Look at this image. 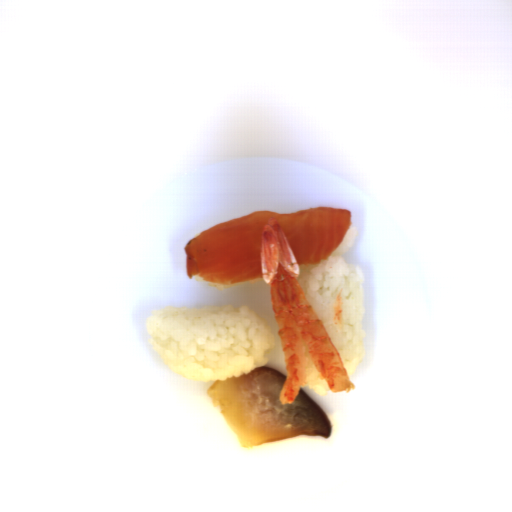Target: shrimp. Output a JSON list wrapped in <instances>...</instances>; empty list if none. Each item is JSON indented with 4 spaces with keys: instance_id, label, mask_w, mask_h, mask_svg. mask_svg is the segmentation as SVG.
<instances>
[{
    "instance_id": "obj_1",
    "label": "shrimp",
    "mask_w": 512,
    "mask_h": 512,
    "mask_svg": "<svg viewBox=\"0 0 512 512\" xmlns=\"http://www.w3.org/2000/svg\"><path fill=\"white\" fill-rule=\"evenodd\" d=\"M262 280L269 284L286 365L280 404L293 403L305 385L307 350L312 366L334 393L355 388L328 333L314 312L298 280L299 265L277 221L265 224L260 244Z\"/></svg>"
}]
</instances>
